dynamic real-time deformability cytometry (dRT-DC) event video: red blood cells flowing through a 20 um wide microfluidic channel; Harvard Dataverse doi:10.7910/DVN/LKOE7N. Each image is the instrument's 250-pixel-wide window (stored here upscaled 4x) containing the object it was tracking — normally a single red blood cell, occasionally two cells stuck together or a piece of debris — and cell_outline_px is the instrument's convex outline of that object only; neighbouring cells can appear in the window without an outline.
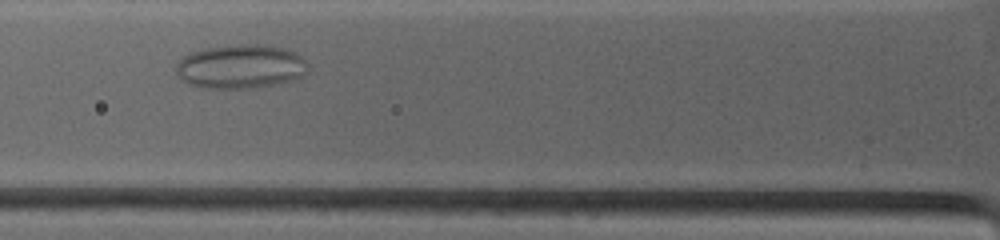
{"species": "common noctule bat (a hibernating species)", "species_latin": "Nyctalus noctula", "temperature_condition": "warm", "stored_images_in_passage": 25, "camera_frame_rate_fps": 4500, "um_per_image_px": 0.085, "animal": {"sex": "female", "body_mass_g": 19.0, "forearm_length_mm": 53.3}, "frame": {"image": 1, "passage_image": 7, "time_ms": 2.222, "image_size_px": [1000, 240], "cell_outline_px": [[308, 72], [304, 76], [292, 80], [256, 88], [200, 88], [188, 84], [180, 80], [176, 72], [176, 64], [184, 56], [192, 52], [208, 48], [236, 44], [260, 44], [284, 48], [296, 52], [308, 60]], "centroid_in_image_um": [20.48, 5.66], "position_along_channel_um": 105.3, "area_um2": 34.28}}
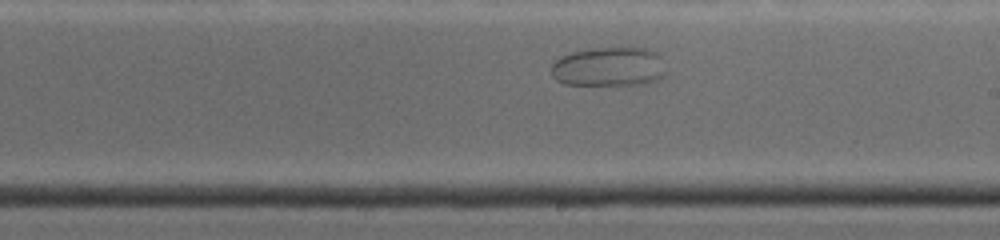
{"frame": {"image": 2, "passage_image": 16, "time_ms": 5.778, "image_size_px": [1000, 240], "cell_outline_px": [[668, 72], [664, 76], [648, 84], [564, 84], [556, 80], [552, 76], [552, 64], [560, 56], [572, 52], [592, 48], [648, 48], [656, 52], [660, 56]], "centroid_in_image_um": [51.8, 5.67], "position_along_channel_um": 237.2, "area_um2": 26.41}}
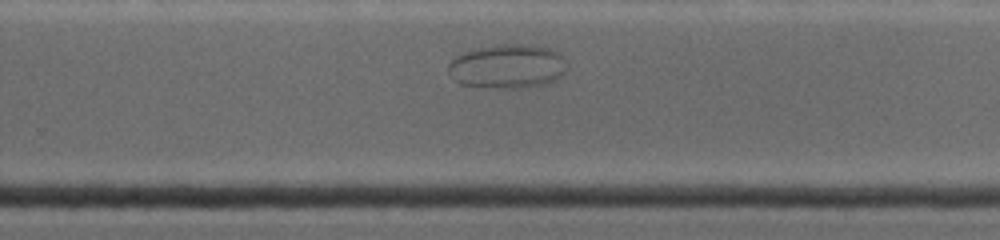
{"frame": {"image": 3, "passage_image": 19, "time_ms": 7.111, "image_size_px": [1000, 240], "cell_outline_px": [[564, 72], [560, 76], [544, 84], [512, 88], [460, 84], [452, 80], [448, 68], [448, 64], [456, 56], [480, 48], [504, 44], [532, 44], [552, 48], [560, 56], [564, 68]], "centroid_in_image_um": [43.1, 5.63], "position_along_channel_um": 286.7, "area_um2": 29.65}}